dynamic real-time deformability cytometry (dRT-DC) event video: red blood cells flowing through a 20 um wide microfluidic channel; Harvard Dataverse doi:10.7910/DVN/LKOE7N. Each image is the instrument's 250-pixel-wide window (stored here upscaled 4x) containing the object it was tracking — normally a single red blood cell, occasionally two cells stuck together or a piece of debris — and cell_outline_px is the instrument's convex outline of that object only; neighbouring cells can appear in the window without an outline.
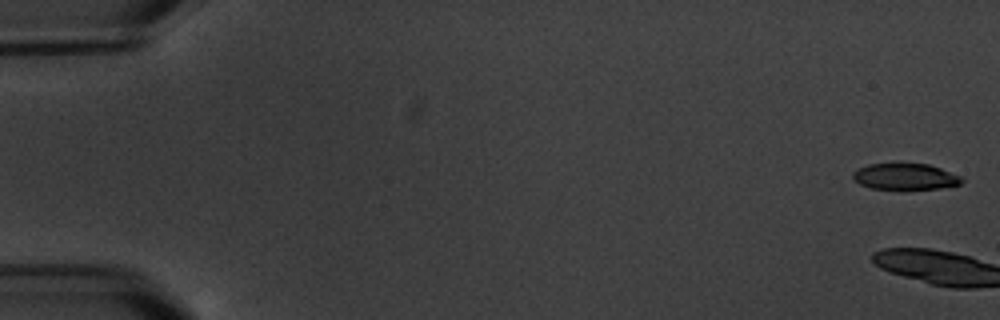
{"species": "common noctule bat (a hibernating species)", "species_latin": "Nyctalus noctula", "temperature_condition": "warm", "stored_images_in_passage": 3, "camera_frame_rate_fps": 3000, "um_per_image_px": 0.085, "animal": {"sex": "male", "body_mass_g": 20.1, "forearm_length_mm": 53.5}, "frame": {"image": 1, "passage_image": 1, "time_ms": 0.0, "image_size_px": [1000, 320], "cell_outline_px": [[964, 180], [960, 184], [940, 188], [872, 188], [860, 184], [852, 176], [852, 172], [868, 164], [928, 164], [940, 168], [960, 176]], "centroid_in_image_um": [76.95, 15.0], "position_along_channel_um": 8.1, "area_um2": 16.13}}